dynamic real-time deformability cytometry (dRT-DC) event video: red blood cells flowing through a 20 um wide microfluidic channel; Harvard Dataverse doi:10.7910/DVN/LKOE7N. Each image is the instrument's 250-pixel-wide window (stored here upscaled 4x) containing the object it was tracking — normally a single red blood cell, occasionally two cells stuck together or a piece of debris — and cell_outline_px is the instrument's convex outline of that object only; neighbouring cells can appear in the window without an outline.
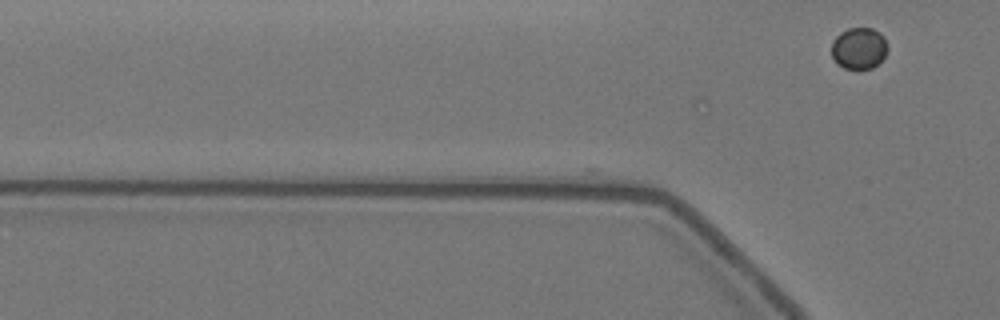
{"species": "Egyptian fruit bat (a non-hibernating species)", "species_latin": "Rousettus aegyptiacus", "temperature_condition": "warm", "stored_images_in_passage": 5, "camera_frame_rate_fps": 3000, "um_per_image_px": 0.085, "animal": {"sex": "female"}, "frame": {"image": 1, "passage_image": 5, "time_ms": 1.333, "image_size_px": [1000, 320], "cell_outline_px": [[888, 48], [884, 56], [872, 68], [844, 68], [836, 64], [832, 56], [832, 40], [840, 32], [848, 28], [872, 28], [880, 32], [884, 36]], "centroid_in_image_um": [72.99, 4.08], "position_along_channel_um": 52.8, "area_um2": 13.58}}